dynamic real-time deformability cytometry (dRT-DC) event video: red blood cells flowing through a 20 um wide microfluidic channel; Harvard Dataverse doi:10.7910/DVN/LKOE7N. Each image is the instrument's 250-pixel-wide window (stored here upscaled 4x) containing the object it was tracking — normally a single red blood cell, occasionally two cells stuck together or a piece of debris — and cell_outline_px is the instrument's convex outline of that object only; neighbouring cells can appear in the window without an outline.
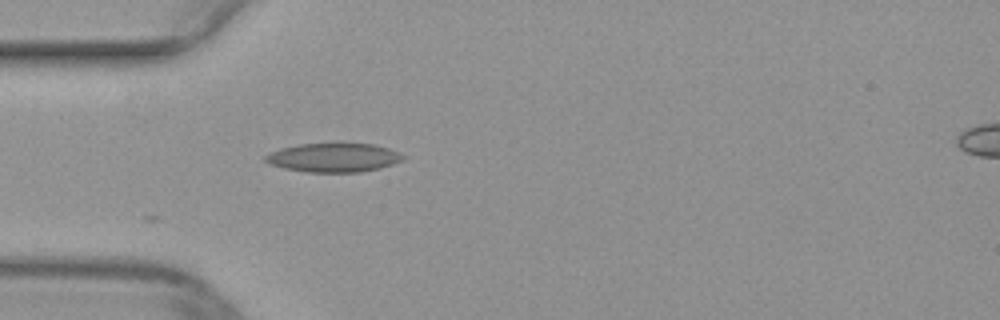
{"species": "common noctule bat (a hibernating species)", "species_latin": "Nyctalus noctula", "temperature_condition": "warm", "stored_images_in_passage": 5, "camera_frame_rate_fps": 3000, "um_per_image_px": 0.085, "animal": {"sex": "female", "body_mass_g": 29.2, "forearm_length_mm": 56.3}, "frame": {"image": 1, "passage_image": 1, "time_ms": 0.0, "image_size_px": [1000, 320], "cell_outline_px": [[408, 156], [392, 164], [380, 168], [360, 172], [308, 172], [284, 168], [268, 164], [264, 160], [264, 156], [280, 148], [300, 144], [372, 144], [388, 148], [400, 152]], "centroid_in_image_um": [28.36, 13.4], "position_along_channel_um": 56.6, "area_um2": 23.06}}
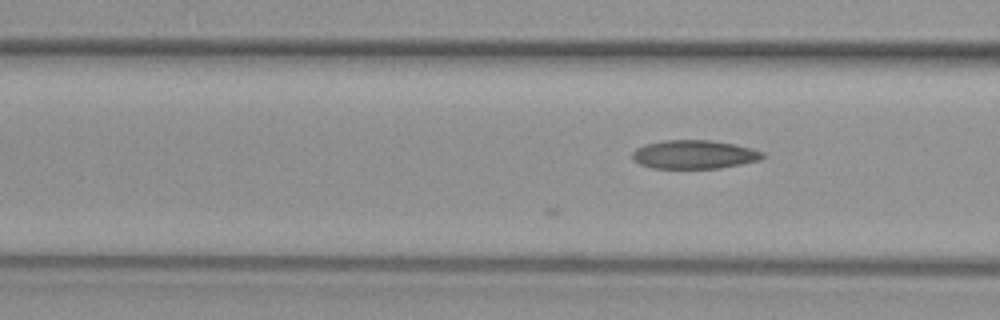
{"frame": {"image": 2, "passage_image": 5, "time_ms": 1.333, "image_size_px": [1000, 320], "cell_outline_px": [[764, 156], [760, 160], [720, 168], [652, 168], [640, 164], [632, 160], [632, 152], [636, 148], [644, 144], [664, 140], [712, 140], [736, 144], [752, 148], [764, 152]], "centroid_in_image_um": [58.99, 13.12], "position_along_channel_um": 107.6, "area_um2": 21.91}}